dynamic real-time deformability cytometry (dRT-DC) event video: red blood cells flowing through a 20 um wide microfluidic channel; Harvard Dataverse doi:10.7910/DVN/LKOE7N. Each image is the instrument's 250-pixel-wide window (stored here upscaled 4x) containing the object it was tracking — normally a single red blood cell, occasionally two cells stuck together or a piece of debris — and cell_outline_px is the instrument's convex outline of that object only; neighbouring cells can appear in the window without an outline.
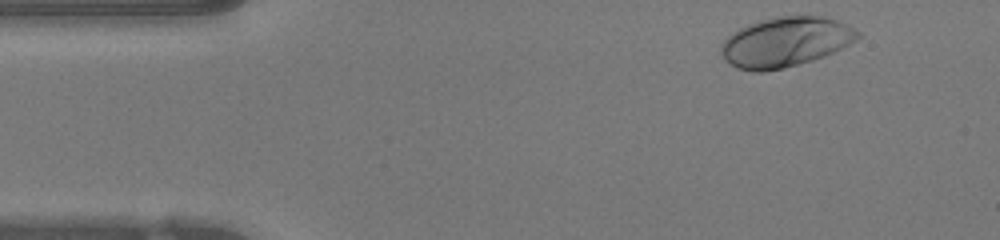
{"species": "human", "species_latin": "Homo sapiens", "temperature_condition": "warm", "stored_images_in_passage": 44, "camera_frame_rate_fps": 3000, "um_per_image_px": 0.085, "donor": {"sex": "female"}, "frame": {"image": 1, "passage_image": 2, "time_ms": 0.333, "image_size_px": [1000, 240], "cell_outline_px": [[860, 36], [856, 40], [824, 56], [812, 60], [784, 68], [764, 72], [752, 72], [736, 68], [724, 60], [720, 52], [720, 44], [728, 36], [740, 28], [764, 20], [780, 16], [820, 16], [836, 20], [860, 32]], "centroid_in_image_um": [66.72, 3.6], "position_along_channel_um": 18.3, "area_um2": 39.25}}
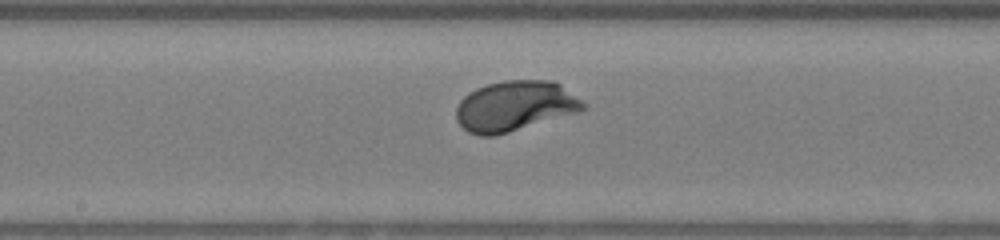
{"frame": {"image": 2, "passage_image": 21, "time_ms": 6.667, "image_size_px": [1000, 240], "cell_outline_px": [[588, 108], [580, 112], [496, 136], [480, 136], [468, 132], [456, 120], [456, 108], [460, 100], [468, 92], [476, 88], [488, 84], [504, 80], [552, 80], [560, 84], [588, 104]], "centroid_in_image_um": [43.79, 9.02], "position_along_channel_um": 204.4, "area_um2": 37.69}}
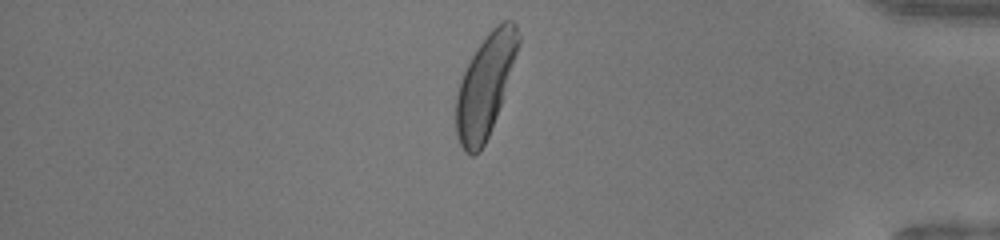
{"frame": {"image": 3, "passage_image": 37, "time_ms": 12.0, "image_size_px": [1000, 240], "cell_outline_px": [[520, 40], [500, 104], [496, 116], [488, 136], [480, 152], [472, 156], [464, 152], [456, 136], [456, 96], [460, 80], [472, 56], [488, 32], [496, 24], [504, 20], [512, 20], [516, 24], [520, 36]], "centroid_in_image_um": [41.22, 7.29], "position_along_channel_um": 394.0, "area_um2": 36.24}, "authors_computed_cell_mechanics": {"area_um2": 36.6741, "velocity_mm_per_s": 4.2218, "shape_relaxation_time_tau1_ms": 1.5078, "shape_relaxation_time_tau2_ms": null, "deformation_change_tau1": 0.1561, "deformation_change_tau2": null}}